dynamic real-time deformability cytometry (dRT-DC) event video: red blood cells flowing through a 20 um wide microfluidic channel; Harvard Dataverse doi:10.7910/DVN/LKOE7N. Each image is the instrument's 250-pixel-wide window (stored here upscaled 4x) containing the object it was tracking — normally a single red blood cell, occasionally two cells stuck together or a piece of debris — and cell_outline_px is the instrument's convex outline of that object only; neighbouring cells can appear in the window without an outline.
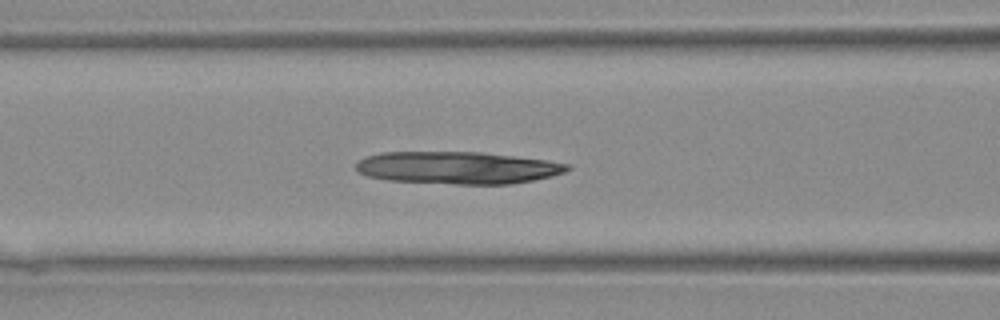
{"species": "Egyptian fruit bat (a non-hibernating species)", "species_latin": "Rousettus aegyptiacus", "temperature_condition": "warm", "stored_images_in_passage": 27, "camera_frame_rate_fps": 3000, "um_per_image_px": 0.085, "animal": {"sex": "female"}, "frame": {"image": 1, "passage_image": 9, "time_ms": 2.667, "image_size_px": [1000, 320], "cell_outline_px": [[572, 168], [564, 172], [552, 176], [512, 184], [456, 184], [388, 180], [368, 176], [356, 172], [356, 160], [380, 152], [480, 152], [548, 160], [568, 164]], "centroid_in_image_um": [38.87, 14.25], "position_along_channel_um": 127.7, "area_um2": 39.88}}
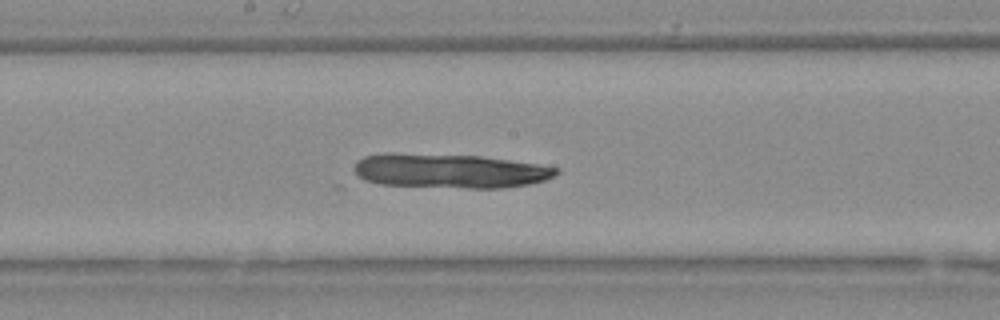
{"frame": {"image": 2, "passage_image": 14, "time_ms": 4.333, "image_size_px": [1000, 320], "cell_outline_px": [[560, 172], [556, 176], [544, 180], [528, 184], [504, 188], [468, 188], [380, 184], [364, 180], [356, 176], [356, 160], [364, 156], [384, 152], [392, 152], [480, 156], [536, 164], [560, 168]], "centroid_in_image_um": [38.21, 14.52], "position_along_channel_um": 210.0, "area_um2": 40.63}}
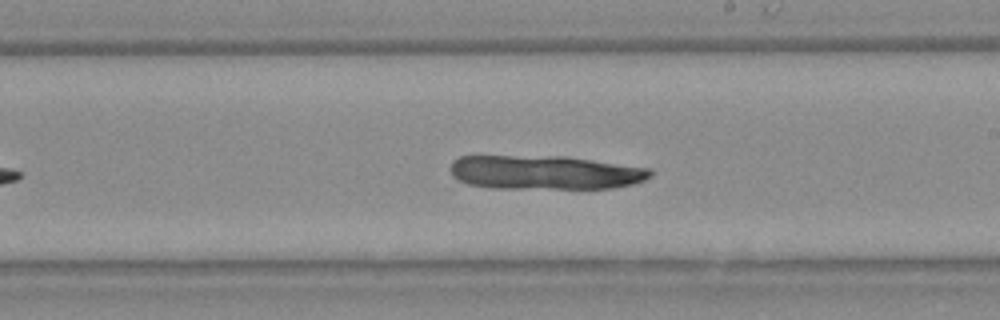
{"frame": {"image": 3, "passage_image": 16, "time_ms": 5.0, "image_size_px": [1000, 320], "cell_outline_px": [[652, 176], [644, 180], [632, 184], [612, 188], [492, 188], [468, 184], [452, 176], [448, 168], [452, 160], [460, 156], [564, 156], [652, 168]], "centroid_in_image_um": [46.3, 14.65], "position_along_channel_um": 242.7, "area_um2": 39.88}}